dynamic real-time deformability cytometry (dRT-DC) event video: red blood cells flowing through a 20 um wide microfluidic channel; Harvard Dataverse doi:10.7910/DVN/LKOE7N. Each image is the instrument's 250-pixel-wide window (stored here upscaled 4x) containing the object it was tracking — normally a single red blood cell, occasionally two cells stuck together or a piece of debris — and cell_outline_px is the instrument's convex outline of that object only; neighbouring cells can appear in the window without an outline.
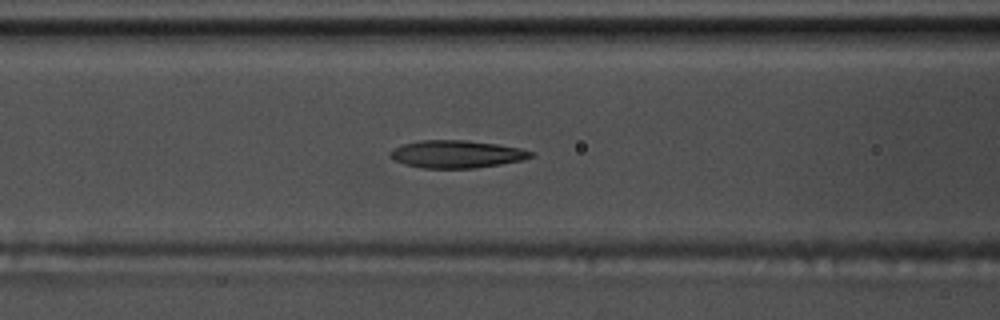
{"species": "common noctule bat (a hibernating species)", "species_latin": "Nyctalus noctula", "temperature_condition": "warm", "stored_images_in_passage": 56, "camera_frame_rate_fps": 3000, "um_per_image_px": 0.085, "animal": {"sex": "male", "body_mass_g": 17.5, "forearm_length_mm": 52.3}, "frame": {"image": 1, "passage_image": 24, "time_ms": 7.667, "image_size_px": [1000, 320], "cell_outline_px": [[536, 156], [520, 160], [500, 164], [476, 168], [424, 168], [404, 164], [388, 156], [388, 152], [392, 148], [404, 144], [420, 140], [464, 140], [496, 144], [520, 148], [532, 152]], "centroid_in_image_um": [38.78, 13.1], "position_along_channel_um": 127.8, "area_um2": 22.54}}
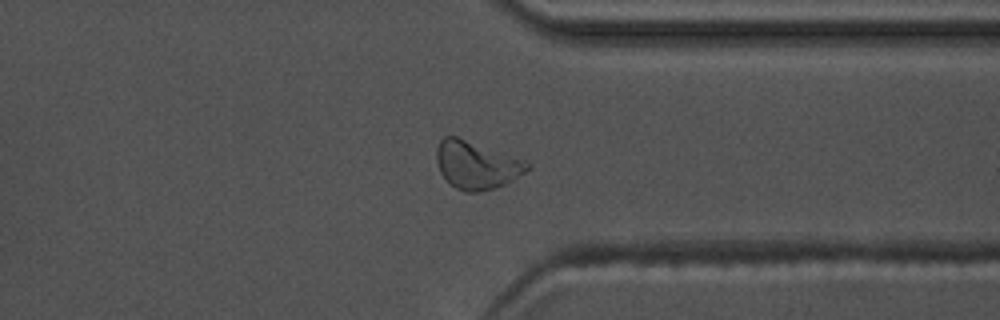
{"frame": {"image": 2, "passage_image": 44, "time_ms": 14.333, "image_size_px": [1000, 320], "cell_outline_px": [[532, 168], [504, 184], [492, 188], [476, 192], [464, 192], [448, 184], [440, 172], [436, 160], [436, 148], [440, 140], [444, 136], [456, 136], [524, 160], [532, 164]], "centroid_in_image_um": [40.47, 14.03], "position_along_channel_um": 370.9, "area_um2": 25.14}}
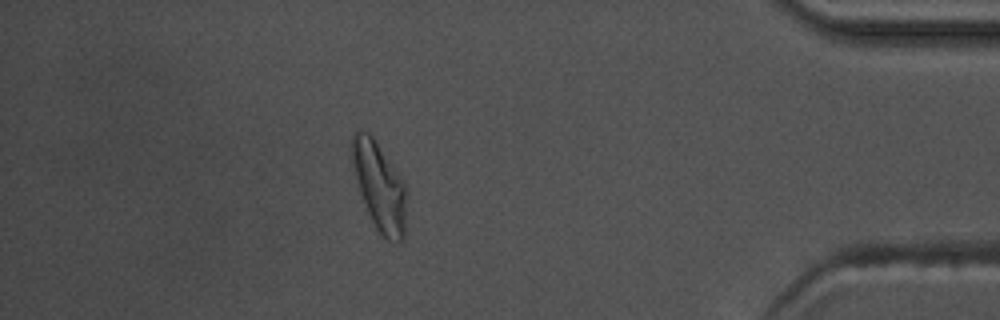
{"frame": {"image": 3, "passage_image": 50, "time_ms": 16.333, "image_size_px": [1000, 320], "cell_outline_px": [[404, 236], [400, 244], [396, 244], [388, 240], [376, 228], [368, 212], [348, 160], [348, 144], [352, 132], [360, 128], [368, 132], [372, 136], [404, 180]], "centroid_in_image_um": [32.15, 15.72], "position_along_channel_um": 403.1, "area_um2": 28.44}, "authors_computed_cell_mechanics": {"area_um2": 22.9177, "velocity_mm_per_s": 3.6743, "shape_relaxation_time_tau1_ms": 5.131, "shape_relaxation_time_tau2_ms": 2.2176, "deformation_change_tau1": 0.1854, "deformation_change_tau2": 0.0942}}